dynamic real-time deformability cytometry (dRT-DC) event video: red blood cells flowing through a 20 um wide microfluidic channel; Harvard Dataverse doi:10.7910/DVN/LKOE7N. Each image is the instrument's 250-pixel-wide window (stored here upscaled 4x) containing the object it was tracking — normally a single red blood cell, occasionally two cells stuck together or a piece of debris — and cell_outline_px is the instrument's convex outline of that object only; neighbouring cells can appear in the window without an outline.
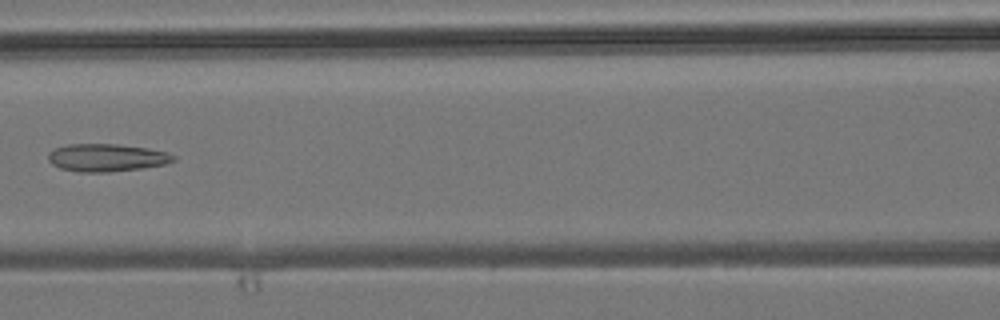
{"species": "common noctule bat (a hibernating species)", "species_latin": "Nyctalus noctula", "temperature_condition": "room temperature", "stored_images_in_passage": 5, "camera_frame_rate_fps": 3000, "um_per_image_px": 0.085, "animal": {"sex": "male", "body_mass_g": 19.2, "forearm_length_mm": 51.8}, "frame": {"image": 1, "passage_image": 4, "time_ms": 3.333, "image_size_px": [1000, 320], "cell_outline_px": [[176, 160], [164, 164], [140, 168], [108, 172], [80, 172], [60, 168], [52, 164], [48, 160], [48, 152], [56, 148], [68, 144], [116, 144], [148, 148], [168, 152], [176, 156]], "centroid_in_image_um": [9.06, 13.39], "position_along_channel_um": 157.5, "area_um2": 20.17}}
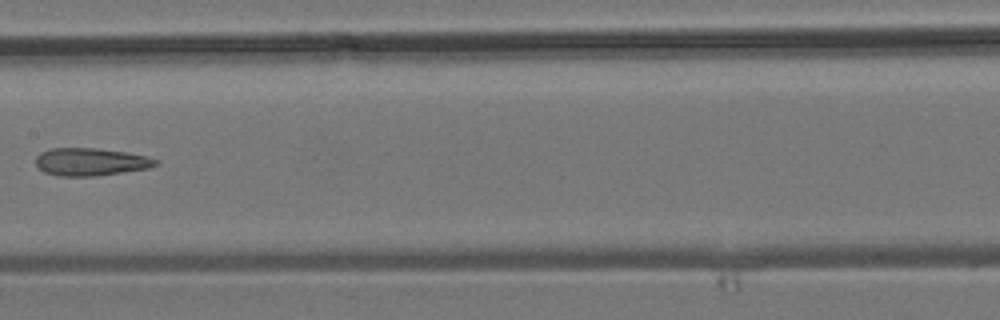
{"frame": {"image": 2, "passage_image": 5, "time_ms": 4.333, "image_size_px": [1000, 320], "cell_outline_px": [[160, 164], [148, 168], [96, 176], [56, 176], [44, 172], [36, 164], [36, 156], [40, 152], [48, 148], [96, 148], [124, 152], [148, 156], [160, 160]], "centroid_in_image_um": [7.71, 13.75], "position_along_channel_um": 199.7, "area_um2": 19.48}}